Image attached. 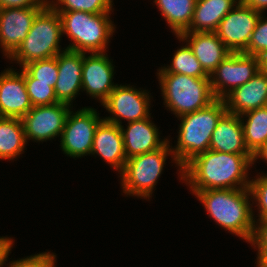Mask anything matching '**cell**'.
<instances>
[{
	"label": "cell",
	"instance_id": "obj_16",
	"mask_svg": "<svg viewBox=\"0 0 267 267\" xmlns=\"http://www.w3.org/2000/svg\"><path fill=\"white\" fill-rule=\"evenodd\" d=\"M24 76L13 68L0 74V115L1 117L22 118L31 109Z\"/></svg>",
	"mask_w": 267,
	"mask_h": 267
},
{
	"label": "cell",
	"instance_id": "obj_36",
	"mask_svg": "<svg viewBox=\"0 0 267 267\" xmlns=\"http://www.w3.org/2000/svg\"><path fill=\"white\" fill-rule=\"evenodd\" d=\"M246 6L251 7L255 11L260 12L261 14L265 13L264 10H267V0H241Z\"/></svg>",
	"mask_w": 267,
	"mask_h": 267
},
{
	"label": "cell",
	"instance_id": "obj_23",
	"mask_svg": "<svg viewBox=\"0 0 267 267\" xmlns=\"http://www.w3.org/2000/svg\"><path fill=\"white\" fill-rule=\"evenodd\" d=\"M25 132L22 119L0 118V160H14L24 152Z\"/></svg>",
	"mask_w": 267,
	"mask_h": 267
},
{
	"label": "cell",
	"instance_id": "obj_22",
	"mask_svg": "<svg viewBox=\"0 0 267 267\" xmlns=\"http://www.w3.org/2000/svg\"><path fill=\"white\" fill-rule=\"evenodd\" d=\"M241 0H197L189 27L184 32H215L220 21Z\"/></svg>",
	"mask_w": 267,
	"mask_h": 267
},
{
	"label": "cell",
	"instance_id": "obj_39",
	"mask_svg": "<svg viewBox=\"0 0 267 267\" xmlns=\"http://www.w3.org/2000/svg\"><path fill=\"white\" fill-rule=\"evenodd\" d=\"M260 71L267 75V53H264L259 57Z\"/></svg>",
	"mask_w": 267,
	"mask_h": 267
},
{
	"label": "cell",
	"instance_id": "obj_30",
	"mask_svg": "<svg viewBox=\"0 0 267 267\" xmlns=\"http://www.w3.org/2000/svg\"><path fill=\"white\" fill-rule=\"evenodd\" d=\"M265 18L264 14H260L248 47L242 53L257 57L267 53V18Z\"/></svg>",
	"mask_w": 267,
	"mask_h": 267
},
{
	"label": "cell",
	"instance_id": "obj_9",
	"mask_svg": "<svg viewBox=\"0 0 267 267\" xmlns=\"http://www.w3.org/2000/svg\"><path fill=\"white\" fill-rule=\"evenodd\" d=\"M259 70V57L231 52L209 76L215 98L224 99L235 88L248 82Z\"/></svg>",
	"mask_w": 267,
	"mask_h": 267
},
{
	"label": "cell",
	"instance_id": "obj_5",
	"mask_svg": "<svg viewBox=\"0 0 267 267\" xmlns=\"http://www.w3.org/2000/svg\"><path fill=\"white\" fill-rule=\"evenodd\" d=\"M164 105L178 118L203 109L216 100L210 78L179 73H157Z\"/></svg>",
	"mask_w": 267,
	"mask_h": 267
},
{
	"label": "cell",
	"instance_id": "obj_27",
	"mask_svg": "<svg viewBox=\"0 0 267 267\" xmlns=\"http://www.w3.org/2000/svg\"><path fill=\"white\" fill-rule=\"evenodd\" d=\"M48 4L57 12L84 11L91 14L111 13L113 0H52Z\"/></svg>",
	"mask_w": 267,
	"mask_h": 267
},
{
	"label": "cell",
	"instance_id": "obj_21",
	"mask_svg": "<svg viewBox=\"0 0 267 267\" xmlns=\"http://www.w3.org/2000/svg\"><path fill=\"white\" fill-rule=\"evenodd\" d=\"M209 150L231 154H251L244 141L240 116L226 112L212 133Z\"/></svg>",
	"mask_w": 267,
	"mask_h": 267
},
{
	"label": "cell",
	"instance_id": "obj_11",
	"mask_svg": "<svg viewBox=\"0 0 267 267\" xmlns=\"http://www.w3.org/2000/svg\"><path fill=\"white\" fill-rule=\"evenodd\" d=\"M72 106L64 103L33 106L21 119L24 126L25 139L44 142L61 136L67 115Z\"/></svg>",
	"mask_w": 267,
	"mask_h": 267
},
{
	"label": "cell",
	"instance_id": "obj_35",
	"mask_svg": "<svg viewBox=\"0 0 267 267\" xmlns=\"http://www.w3.org/2000/svg\"><path fill=\"white\" fill-rule=\"evenodd\" d=\"M13 241L14 240L11 237H0V267L8 265L6 264V261L13 248Z\"/></svg>",
	"mask_w": 267,
	"mask_h": 267
},
{
	"label": "cell",
	"instance_id": "obj_8",
	"mask_svg": "<svg viewBox=\"0 0 267 267\" xmlns=\"http://www.w3.org/2000/svg\"><path fill=\"white\" fill-rule=\"evenodd\" d=\"M100 118L92 107H84L75 113L70 110L60 136L63 153L74 159L90 155L95 130L103 120Z\"/></svg>",
	"mask_w": 267,
	"mask_h": 267
},
{
	"label": "cell",
	"instance_id": "obj_10",
	"mask_svg": "<svg viewBox=\"0 0 267 267\" xmlns=\"http://www.w3.org/2000/svg\"><path fill=\"white\" fill-rule=\"evenodd\" d=\"M147 90L136 89L129 85H118L101 103L111 116L103 118L105 121L122 125V119L127 122L148 118L151 113V96ZM121 119V120H120Z\"/></svg>",
	"mask_w": 267,
	"mask_h": 267
},
{
	"label": "cell",
	"instance_id": "obj_28",
	"mask_svg": "<svg viewBox=\"0 0 267 267\" xmlns=\"http://www.w3.org/2000/svg\"><path fill=\"white\" fill-rule=\"evenodd\" d=\"M26 90L32 106H45L58 103L52 83L36 82L23 68Z\"/></svg>",
	"mask_w": 267,
	"mask_h": 267
},
{
	"label": "cell",
	"instance_id": "obj_26",
	"mask_svg": "<svg viewBox=\"0 0 267 267\" xmlns=\"http://www.w3.org/2000/svg\"><path fill=\"white\" fill-rule=\"evenodd\" d=\"M157 73H179L196 78H210L188 43L177 49L172 57L171 64L167 67L159 68Z\"/></svg>",
	"mask_w": 267,
	"mask_h": 267
},
{
	"label": "cell",
	"instance_id": "obj_2",
	"mask_svg": "<svg viewBox=\"0 0 267 267\" xmlns=\"http://www.w3.org/2000/svg\"><path fill=\"white\" fill-rule=\"evenodd\" d=\"M192 194L204 205L217 225L250 243L256 218L249 188L211 189L192 191Z\"/></svg>",
	"mask_w": 267,
	"mask_h": 267
},
{
	"label": "cell",
	"instance_id": "obj_7",
	"mask_svg": "<svg viewBox=\"0 0 267 267\" xmlns=\"http://www.w3.org/2000/svg\"><path fill=\"white\" fill-rule=\"evenodd\" d=\"M168 140L161 148L141 155L131 157L126 160L123 170L119 173L121 177V187L127 196L142 197L150 199L158 179L164 169L168 155L179 167V177L182 180V168L174 159L173 152Z\"/></svg>",
	"mask_w": 267,
	"mask_h": 267
},
{
	"label": "cell",
	"instance_id": "obj_32",
	"mask_svg": "<svg viewBox=\"0 0 267 267\" xmlns=\"http://www.w3.org/2000/svg\"><path fill=\"white\" fill-rule=\"evenodd\" d=\"M56 255L54 253L42 252L30 255L26 258L13 260L7 267H56Z\"/></svg>",
	"mask_w": 267,
	"mask_h": 267
},
{
	"label": "cell",
	"instance_id": "obj_6",
	"mask_svg": "<svg viewBox=\"0 0 267 267\" xmlns=\"http://www.w3.org/2000/svg\"><path fill=\"white\" fill-rule=\"evenodd\" d=\"M61 19L57 11L47 4L35 17L26 38L8 58L24 65L56 56L62 52L59 44L62 36Z\"/></svg>",
	"mask_w": 267,
	"mask_h": 267
},
{
	"label": "cell",
	"instance_id": "obj_12",
	"mask_svg": "<svg viewBox=\"0 0 267 267\" xmlns=\"http://www.w3.org/2000/svg\"><path fill=\"white\" fill-rule=\"evenodd\" d=\"M260 14L240 1L220 21L215 33L231 52H243L248 47Z\"/></svg>",
	"mask_w": 267,
	"mask_h": 267
},
{
	"label": "cell",
	"instance_id": "obj_18",
	"mask_svg": "<svg viewBox=\"0 0 267 267\" xmlns=\"http://www.w3.org/2000/svg\"><path fill=\"white\" fill-rule=\"evenodd\" d=\"M176 37L179 41L189 44L202 68L209 76L231 53L215 32H182Z\"/></svg>",
	"mask_w": 267,
	"mask_h": 267
},
{
	"label": "cell",
	"instance_id": "obj_31",
	"mask_svg": "<svg viewBox=\"0 0 267 267\" xmlns=\"http://www.w3.org/2000/svg\"><path fill=\"white\" fill-rule=\"evenodd\" d=\"M249 190L251 193V200L256 202V207H258V219H267V174L259 175L252 179L249 184Z\"/></svg>",
	"mask_w": 267,
	"mask_h": 267
},
{
	"label": "cell",
	"instance_id": "obj_3",
	"mask_svg": "<svg viewBox=\"0 0 267 267\" xmlns=\"http://www.w3.org/2000/svg\"><path fill=\"white\" fill-rule=\"evenodd\" d=\"M227 112L224 99H216L207 107L178 117L181 120L177 144L171 150L182 168L196 155L209 150L212 133Z\"/></svg>",
	"mask_w": 267,
	"mask_h": 267
},
{
	"label": "cell",
	"instance_id": "obj_25",
	"mask_svg": "<svg viewBox=\"0 0 267 267\" xmlns=\"http://www.w3.org/2000/svg\"><path fill=\"white\" fill-rule=\"evenodd\" d=\"M240 119L244 130L245 145L254 155L267 141V106L246 112L240 116Z\"/></svg>",
	"mask_w": 267,
	"mask_h": 267
},
{
	"label": "cell",
	"instance_id": "obj_34",
	"mask_svg": "<svg viewBox=\"0 0 267 267\" xmlns=\"http://www.w3.org/2000/svg\"><path fill=\"white\" fill-rule=\"evenodd\" d=\"M48 0H0V8L45 7Z\"/></svg>",
	"mask_w": 267,
	"mask_h": 267
},
{
	"label": "cell",
	"instance_id": "obj_15",
	"mask_svg": "<svg viewBox=\"0 0 267 267\" xmlns=\"http://www.w3.org/2000/svg\"><path fill=\"white\" fill-rule=\"evenodd\" d=\"M84 52L64 49L56 55L58 79L54 87L58 103L72 105L82 89V64Z\"/></svg>",
	"mask_w": 267,
	"mask_h": 267
},
{
	"label": "cell",
	"instance_id": "obj_33",
	"mask_svg": "<svg viewBox=\"0 0 267 267\" xmlns=\"http://www.w3.org/2000/svg\"><path fill=\"white\" fill-rule=\"evenodd\" d=\"M254 233L250 241L251 247L267 248V219L254 220Z\"/></svg>",
	"mask_w": 267,
	"mask_h": 267
},
{
	"label": "cell",
	"instance_id": "obj_17",
	"mask_svg": "<svg viewBox=\"0 0 267 267\" xmlns=\"http://www.w3.org/2000/svg\"><path fill=\"white\" fill-rule=\"evenodd\" d=\"M148 118L139 121L128 122L125 129L119 126L127 159L161 148L169 139H161L159 129Z\"/></svg>",
	"mask_w": 267,
	"mask_h": 267
},
{
	"label": "cell",
	"instance_id": "obj_24",
	"mask_svg": "<svg viewBox=\"0 0 267 267\" xmlns=\"http://www.w3.org/2000/svg\"><path fill=\"white\" fill-rule=\"evenodd\" d=\"M197 0H154L174 35H180L190 25Z\"/></svg>",
	"mask_w": 267,
	"mask_h": 267
},
{
	"label": "cell",
	"instance_id": "obj_14",
	"mask_svg": "<svg viewBox=\"0 0 267 267\" xmlns=\"http://www.w3.org/2000/svg\"><path fill=\"white\" fill-rule=\"evenodd\" d=\"M43 8H0V46L6 58H9L21 45L35 17Z\"/></svg>",
	"mask_w": 267,
	"mask_h": 267
},
{
	"label": "cell",
	"instance_id": "obj_20",
	"mask_svg": "<svg viewBox=\"0 0 267 267\" xmlns=\"http://www.w3.org/2000/svg\"><path fill=\"white\" fill-rule=\"evenodd\" d=\"M90 154L100 156L120 173L127 160L120 127L103 119L95 130Z\"/></svg>",
	"mask_w": 267,
	"mask_h": 267
},
{
	"label": "cell",
	"instance_id": "obj_4",
	"mask_svg": "<svg viewBox=\"0 0 267 267\" xmlns=\"http://www.w3.org/2000/svg\"><path fill=\"white\" fill-rule=\"evenodd\" d=\"M62 34H66L72 43L68 50L94 53L107 52L109 39L115 32V25L110 20L111 13L91 14L84 11L58 12Z\"/></svg>",
	"mask_w": 267,
	"mask_h": 267
},
{
	"label": "cell",
	"instance_id": "obj_38",
	"mask_svg": "<svg viewBox=\"0 0 267 267\" xmlns=\"http://www.w3.org/2000/svg\"><path fill=\"white\" fill-rule=\"evenodd\" d=\"M258 159L264 160L267 163V141L259 149V151L253 155V164Z\"/></svg>",
	"mask_w": 267,
	"mask_h": 267
},
{
	"label": "cell",
	"instance_id": "obj_29",
	"mask_svg": "<svg viewBox=\"0 0 267 267\" xmlns=\"http://www.w3.org/2000/svg\"><path fill=\"white\" fill-rule=\"evenodd\" d=\"M36 82L52 83L54 88L58 79V65L56 56L36 60L22 67Z\"/></svg>",
	"mask_w": 267,
	"mask_h": 267
},
{
	"label": "cell",
	"instance_id": "obj_13",
	"mask_svg": "<svg viewBox=\"0 0 267 267\" xmlns=\"http://www.w3.org/2000/svg\"><path fill=\"white\" fill-rule=\"evenodd\" d=\"M83 56L82 90L102 103L117 86L114 85V66L107 53L94 52Z\"/></svg>",
	"mask_w": 267,
	"mask_h": 267
},
{
	"label": "cell",
	"instance_id": "obj_37",
	"mask_svg": "<svg viewBox=\"0 0 267 267\" xmlns=\"http://www.w3.org/2000/svg\"><path fill=\"white\" fill-rule=\"evenodd\" d=\"M257 249L256 267H267V248H254Z\"/></svg>",
	"mask_w": 267,
	"mask_h": 267
},
{
	"label": "cell",
	"instance_id": "obj_19",
	"mask_svg": "<svg viewBox=\"0 0 267 267\" xmlns=\"http://www.w3.org/2000/svg\"><path fill=\"white\" fill-rule=\"evenodd\" d=\"M224 101L227 112L238 116L267 106V75L259 70L248 82L229 93Z\"/></svg>",
	"mask_w": 267,
	"mask_h": 267
},
{
	"label": "cell",
	"instance_id": "obj_1",
	"mask_svg": "<svg viewBox=\"0 0 267 267\" xmlns=\"http://www.w3.org/2000/svg\"><path fill=\"white\" fill-rule=\"evenodd\" d=\"M252 154H231L207 150L182 167V180L191 191L249 188L248 170Z\"/></svg>",
	"mask_w": 267,
	"mask_h": 267
}]
</instances>
